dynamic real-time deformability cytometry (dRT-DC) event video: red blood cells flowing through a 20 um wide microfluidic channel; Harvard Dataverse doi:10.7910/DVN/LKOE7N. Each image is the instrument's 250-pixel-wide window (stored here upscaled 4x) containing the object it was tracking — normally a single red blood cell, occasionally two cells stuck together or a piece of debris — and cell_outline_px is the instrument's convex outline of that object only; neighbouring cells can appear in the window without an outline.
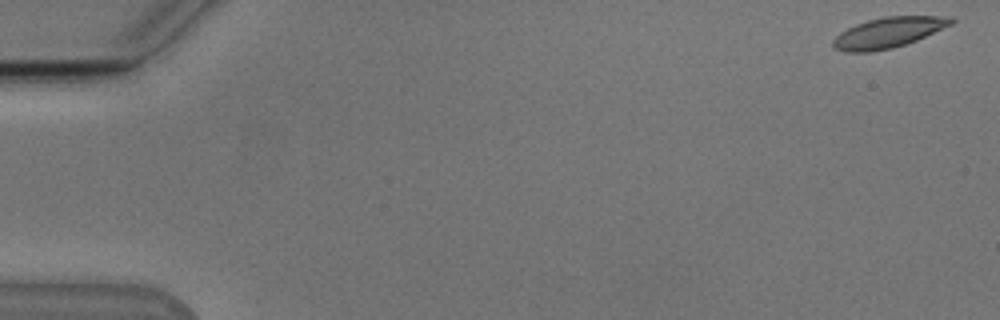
{"species": "Egyptian fruit bat (a non-hibernating species)", "species_latin": "Rousettus aegyptiacus", "temperature_condition": "cold", "stored_images_in_passage": 9, "camera_frame_rate_fps": 3000, "um_per_image_px": 0.085, "animal": {"sex": "male"}, "frame": {"image": 1, "passage_image": 1, "time_ms": 0.0, "image_size_px": [1000, 320], "cell_outline_px": [[956, 20], [952, 24], [916, 40], [892, 48], [872, 52], [844, 52], [832, 48], [832, 40], [840, 32], [856, 24], [868, 20], [884, 16], [952, 16]], "centroid_in_image_um": [75.48, 2.77], "position_along_channel_um": 9.5, "area_um2": 20.98}}